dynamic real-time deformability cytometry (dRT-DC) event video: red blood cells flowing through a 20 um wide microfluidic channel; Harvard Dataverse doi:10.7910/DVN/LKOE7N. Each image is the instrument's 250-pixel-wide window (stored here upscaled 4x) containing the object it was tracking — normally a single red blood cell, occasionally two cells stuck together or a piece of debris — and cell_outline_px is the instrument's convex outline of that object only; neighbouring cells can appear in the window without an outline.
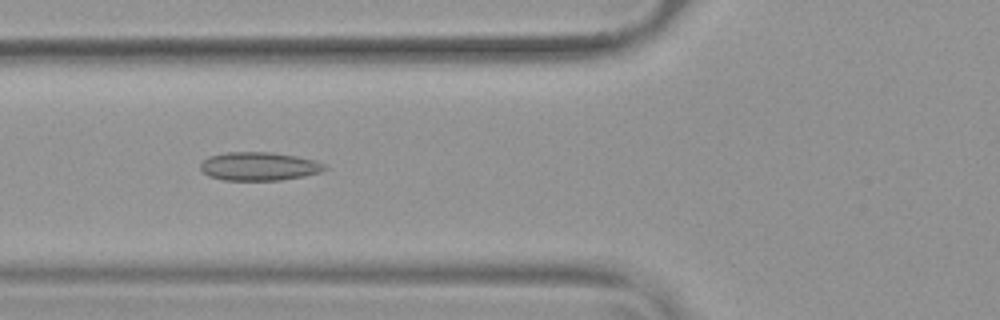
{"species": "common noctule bat (a hibernating species)", "species_latin": "Nyctalus noctula", "temperature_condition": "warm", "stored_images_in_passage": 53, "camera_frame_rate_fps": 3000, "um_per_image_px": 0.085, "animal": {"sex": "female", "body_mass_g": 19.9}, "frame": {"image": 1, "passage_image": 20, "time_ms": 6.333, "image_size_px": [1000, 320], "cell_outline_px": [[328, 168], [320, 172], [304, 176], [280, 180], [224, 180], [208, 176], [200, 168], [200, 164], [208, 156], [228, 152], [272, 152], [296, 156], [316, 160], [324, 164]], "centroid_in_image_um": [22.02, 14.13], "position_along_channel_um": 103.8, "area_um2": 20.63}}
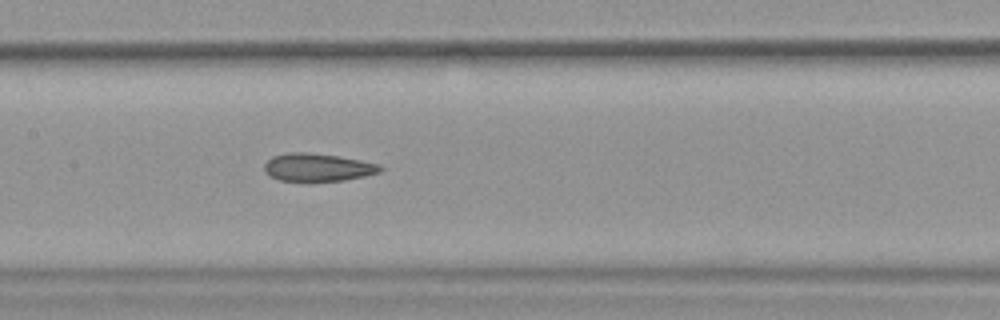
{"frame": {"image": 2, "passage_image": 26, "time_ms": 8.333, "image_size_px": [1000, 320], "cell_outline_px": [[384, 168], [380, 172], [364, 176], [344, 180], [280, 180], [268, 176], [264, 172], [264, 164], [272, 156], [288, 152], [308, 152], [336, 156], [360, 160], [380, 164]], "centroid_in_image_um": [26.98, 14.21], "position_along_channel_um": 180.4, "area_um2": 18.67}}
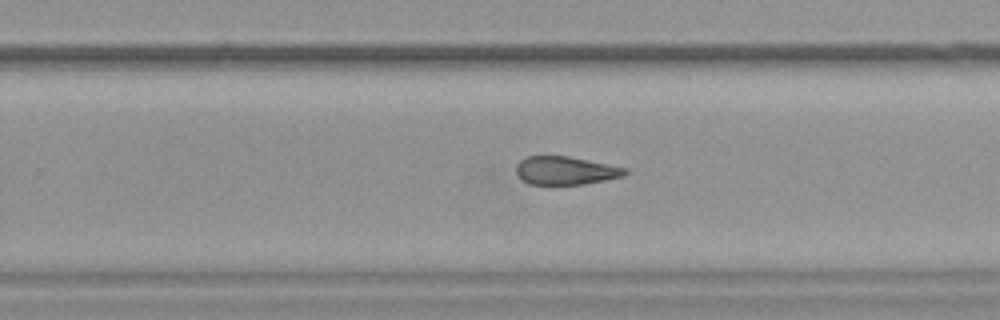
{"frame": {"image": 3, "passage_image": 34, "time_ms": 11.0, "image_size_px": [1000, 320], "cell_outline_px": [[628, 172], [624, 176], [584, 184], [552, 188], [528, 184], [516, 172], [516, 164], [520, 160], [528, 156], [568, 156], [628, 168]], "centroid_in_image_um": [48.05, 14.55], "position_along_channel_um": 281.8, "area_um2": 18.61}, "authors_computed_cell_mechanics": {"area_um2": 20.519, "velocity_mm_per_s": 3.8284, "shape_relaxation_time_tau1_ms": null, "shape_relaxation_time_tau2_ms": 3.6443, "deformation_change_tau1": null, "deformation_change_tau2": 0.121}}